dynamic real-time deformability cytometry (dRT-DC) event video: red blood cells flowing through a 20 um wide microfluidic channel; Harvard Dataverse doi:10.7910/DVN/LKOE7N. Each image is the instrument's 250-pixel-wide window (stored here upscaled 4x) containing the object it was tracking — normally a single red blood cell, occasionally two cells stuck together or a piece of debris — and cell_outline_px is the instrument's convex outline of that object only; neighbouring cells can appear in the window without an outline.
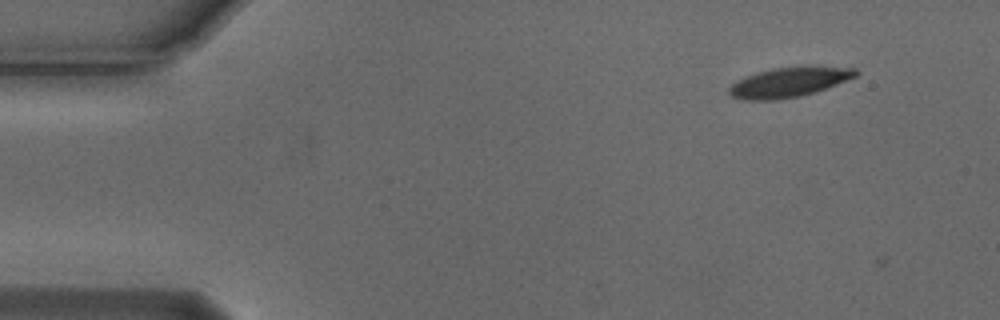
{"species": "Egyptian fruit bat (a non-hibernating species)", "species_latin": "Rousettus aegyptiacus", "temperature_condition": "cold", "stored_images_in_passage": 5, "camera_frame_rate_fps": 3000, "um_per_image_px": 0.085, "animal": {"sex": "male"}, "frame": {"image": 1, "passage_image": 1, "time_ms": 0.0, "image_size_px": [1000, 320], "cell_outline_px": [[860, 72], [856, 76], [816, 92], [800, 96], [776, 100], [744, 100], [732, 96], [728, 92], [728, 88], [736, 80], [744, 76], [756, 72], [772, 68], [804, 64], [816, 64], [856, 68]], "centroid_in_image_um": [67.1, 6.94], "position_along_channel_um": 17.9, "area_um2": 22.83}}